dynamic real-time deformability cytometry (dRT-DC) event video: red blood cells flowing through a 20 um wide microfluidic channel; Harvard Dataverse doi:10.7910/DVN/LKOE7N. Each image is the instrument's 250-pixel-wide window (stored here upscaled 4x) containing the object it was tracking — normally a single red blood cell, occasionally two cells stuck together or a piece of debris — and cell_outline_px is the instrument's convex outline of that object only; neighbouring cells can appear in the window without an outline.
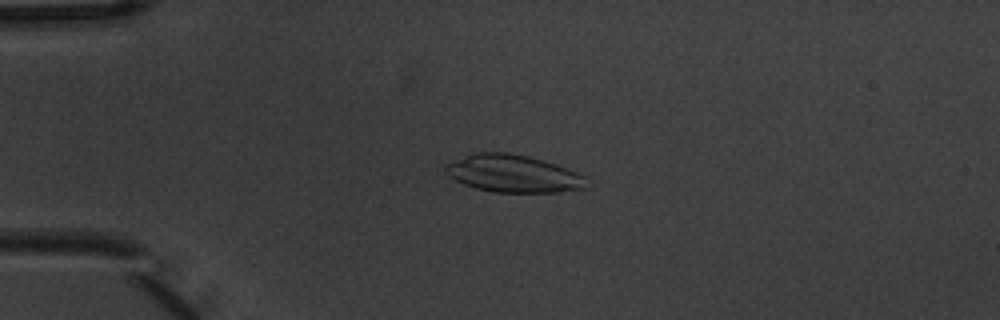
{"species": "common noctule bat (a hibernating species)", "species_latin": "Nyctalus noctula", "temperature_condition": "warm", "stored_images_in_passage": 6, "camera_frame_rate_fps": 3000, "um_per_image_px": 0.085, "animal": {"sex": "male", "body_mass_g": 20.1, "forearm_length_mm": 53.5}, "frame": {"image": 1, "passage_image": 4, "time_ms": 1.0, "image_size_px": [1000, 320], "cell_outline_px": [[584, 188], [556, 192], [492, 192], [476, 188], [464, 184], [448, 176], [444, 172], [444, 164], [476, 152], [508, 152], [528, 156], [556, 164], [576, 172], [584, 176]], "centroid_in_image_um": [43.55, 14.75], "position_along_channel_um": 41.5, "area_um2": 30.52}}